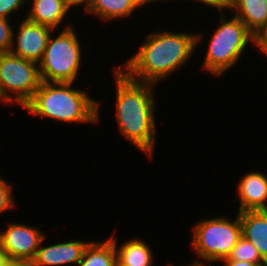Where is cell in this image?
<instances>
[{"instance_id": "1", "label": "cell", "mask_w": 267, "mask_h": 266, "mask_svg": "<svg viewBox=\"0 0 267 266\" xmlns=\"http://www.w3.org/2000/svg\"><path fill=\"white\" fill-rule=\"evenodd\" d=\"M122 69L113 68L117 124L122 136L151 159L156 139L154 84L132 80Z\"/></svg>"}, {"instance_id": "2", "label": "cell", "mask_w": 267, "mask_h": 266, "mask_svg": "<svg viewBox=\"0 0 267 266\" xmlns=\"http://www.w3.org/2000/svg\"><path fill=\"white\" fill-rule=\"evenodd\" d=\"M200 35L170 31L149 34L138 52L122 65V71L132 80L155 85L188 61L202 39Z\"/></svg>"}, {"instance_id": "3", "label": "cell", "mask_w": 267, "mask_h": 266, "mask_svg": "<svg viewBox=\"0 0 267 266\" xmlns=\"http://www.w3.org/2000/svg\"><path fill=\"white\" fill-rule=\"evenodd\" d=\"M73 83L42 81L33 98L23 107L32 115L60 122H99V102Z\"/></svg>"}, {"instance_id": "4", "label": "cell", "mask_w": 267, "mask_h": 266, "mask_svg": "<svg viewBox=\"0 0 267 266\" xmlns=\"http://www.w3.org/2000/svg\"><path fill=\"white\" fill-rule=\"evenodd\" d=\"M219 21L220 25L210 40L202 67L215 76L224 74L234 66L242 56L246 45L255 42V36L235 15L227 21L221 13Z\"/></svg>"}, {"instance_id": "5", "label": "cell", "mask_w": 267, "mask_h": 266, "mask_svg": "<svg viewBox=\"0 0 267 266\" xmlns=\"http://www.w3.org/2000/svg\"><path fill=\"white\" fill-rule=\"evenodd\" d=\"M51 36L39 63L41 80L73 83L82 61L77 34L70 24L57 37Z\"/></svg>"}, {"instance_id": "6", "label": "cell", "mask_w": 267, "mask_h": 266, "mask_svg": "<svg viewBox=\"0 0 267 266\" xmlns=\"http://www.w3.org/2000/svg\"><path fill=\"white\" fill-rule=\"evenodd\" d=\"M226 217L200 221L193 228L192 248L203 261L217 262L230 256L233 247L242 237L239 214L232 222ZM205 259V260H204Z\"/></svg>"}, {"instance_id": "7", "label": "cell", "mask_w": 267, "mask_h": 266, "mask_svg": "<svg viewBox=\"0 0 267 266\" xmlns=\"http://www.w3.org/2000/svg\"><path fill=\"white\" fill-rule=\"evenodd\" d=\"M41 82L39 64L11 52L0 54V87L9 103L15 101L23 108L33 98Z\"/></svg>"}, {"instance_id": "8", "label": "cell", "mask_w": 267, "mask_h": 266, "mask_svg": "<svg viewBox=\"0 0 267 266\" xmlns=\"http://www.w3.org/2000/svg\"><path fill=\"white\" fill-rule=\"evenodd\" d=\"M44 239L35 227L13 222L1 232V257L31 263Z\"/></svg>"}, {"instance_id": "9", "label": "cell", "mask_w": 267, "mask_h": 266, "mask_svg": "<svg viewBox=\"0 0 267 266\" xmlns=\"http://www.w3.org/2000/svg\"><path fill=\"white\" fill-rule=\"evenodd\" d=\"M20 24L18 34H16L17 44L14 42L15 35L13 30V43L10 52L25 60L38 64L43 58L50 34L54 29L32 22L27 18Z\"/></svg>"}, {"instance_id": "10", "label": "cell", "mask_w": 267, "mask_h": 266, "mask_svg": "<svg viewBox=\"0 0 267 266\" xmlns=\"http://www.w3.org/2000/svg\"><path fill=\"white\" fill-rule=\"evenodd\" d=\"M237 194L240 198L238 212L267 210V175L262 172L247 173L240 179Z\"/></svg>"}, {"instance_id": "11", "label": "cell", "mask_w": 267, "mask_h": 266, "mask_svg": "<svg viewBox=\"0 0 267 266\" xmlns=\"http://www.w3.org/2000/svg\"><path fill=\"white\" fill-rule=\"evenodd\" d=\"M90 242L79 240L53 244L40 247L35 258L31 261L33 266H60L63 264L78 263L84 249Z\"/></svg>"}, {"instance_id": "12", "label": "cell", "mask_w": 267, "mask_h": 266, "mask_svg": "<svg viewBox=\"0 0 267 266\" xmlns=\"http://www.w3.org/2000/svg\"><path fill=\"white\" fill-rule=\"evenodd\" d=\"M242 236L250 241L267 262V210L238 212Z\"/></svg>"}, {"instance_id": "13", "label": "cell", "mask_w": 267, "mask_h": 266, "mask_svg": "<svg viewBox=\"0 0 267 266\" xmlns=\"http://www.w3.org/2000/svg\"><path fill=\"white\" fill-rule=\"evenodd\" d=\"M69 9L66 0H33L26 18L55 30Z\"/></svg>"}, {"instance_id": "14", "label": "cell", "mask_w": 267, "mask_h": 266, "mask_svg": "<svg viewBox=\"0 0 267 266\" xmlns=\"http://www.w3.org/2000/svg\"><path fill=\"white\" fill-rule=\"evenodd\" d=\"M231 10L254 36L267 23V0H234Z\"/></svg>"}, {"instance_id": "15", "label": "cell", "mask_w": 267, "mask_h": 266, "mask_svg": "<svg viewBox=\"0 0 267 266\" xmlns=\"http://www.w3.org/2000/svg\"><path fill=\"white\" fill-rule=\"evenodd\" d=\"M116 263V238L110 237L104 242H90L77 266H115Z\"/></svg>"}, {"instance_id": "16", "label": "cell", "mask_w": 267, "mask_h": 266, "mask_svg": "<svg viewBox=\"0 0 267 266\" xmlns=\"http://www.w3.org/2000/svg\"><path fill=\"white\" fill-rule=\"evenodd\" d=\"M117 261L123 266H152L153 252L146 242L140 239L125 241L117 249Z\"/></svg>"}, {"instance_id": "17", "label": "cell", "mask_w": 267, "mask_h": 266, "mask_svg": "<svg viewBox=\"0 0 267 266\" xmlns=\"http://www.w3.org/2000/svg\"><path fill=\"white\" fill-rule=\"evenodd\" d=\"M140 5L135 0H93L86 11L100 17L104 22L130 16Z\"/></svg>"}, {"instance_id": "18", "label": "cell", "mask_w": 267, "mask_h": 266, "mask_svg": "<svg viewBox=\"0 0 267 266\" xmlns=\"http://www.w3.org/2000/svg\"><path fill=\"white\" fill-rule=\"evenodd\" d=\"M223 260H237L256 263L257 265L263 264L266 261L261 257L256 247L243 236L239 239L233 247L230 256Z\"/></svg>"}, {"instance_id": "19", "label": "cell", "mask_w": 267, "mask_h": 266, "mask_svg": "<svg viewBox=\"0 0 267 266\" xmlns=\"http://www.w3.org/2000/svg\"><path fill=\"white\" fill-rule=\"evenodd\" d=\"M7 18H0V54L11 51L13 43V27Z\"/></svg>"}, {"instance_id": "20", "label": "cell", "mask_w": 267, "mask_h": 266, "mask_svg": "<svg viewBox=\"0 0 267 266\" xmlns=\"http://www.w3.org/2000/svg\"><path fill=\"white\" fill-rule=\"evenodd\" d=\"M12 197V185L0 178V213L16 206Z\"/></svg>"}, {"instance_id": "21", "label": "cell", "mask_w": 267, "mask_h": 266, "mask_svg": "<svg viewBox=\"0 0 267 266\" xmlns=\"http://www.w3.org/2000/svg\"><path fill=\"white\" fill-rule=\"evenodd\" d=\"M28 0H0V18H7L11 13L24 6Z\"/></svg>"}, {"instance_id": "22", "label": "cell", "mask_w": 267, "mask_h": 266, "mask_svg": "<svg viewBox=\"0 0 267 266\" xmlns=\"http://www.w3.org/2000/svg\"><path fill=\"white\" fill-rule=\"evenodd\" d=\"M254 45L259 48L267 56V23L265 26L255 35Z\"/></svg>"}, {"instance_id": "23", "label": "cell", "mask_w": 267, "mask_h": 266, "mask_svg": "<svg viewBox=\"0 0 267 266\" xmlns=\"http://www.w3.org/2000/svg\"><path fill=\"white\" fill-rule=\"evenodd\" d=\"M197 1L205 4L206 6L208 5L214 8H218V10H220V13H224L222 9L230 10L234 2V0H197Z\"/></svg>"}, {"instance_id": "24", "label": "cell", "mask_w": 267, "mask_h": 266, "mask_svg": "<svg viewBox=\"0 0 267 266\" xmlns=\"http://www.w3.org/2000/svg\"><path fill=\"white\" fill-rule=\"evenodd\" d=\"M66 2L69 8H71L72 6L85 4L84 10L87 11L89 7L91 6L93 0H66Z\"/></svg>"}, {"instance_id": "25", "label": "cell", "mask_w": 267, "mask_h": 266, "mask_svg": "<svg viewBox=\"0 0 267 266\" xmlns=\"http://www.w3.org/2000/svg\"><path fill=\"white\" fill-rule=\"evenodd\" d=\"M224 266H257L256 263H250L247 261H237V260H222Z\"/></svg>"}, {"instance_id": "26", "label": "cell", "mask_w": 267, "mask_h": 266, "mask_svg": "<svg viewBox=\"0 0 267 266\" xmlns=\"http://www.w3.org/2000/svg\"><path fill=\"white\" fill-rule=\"evenodd\" d=\"M26 262L0 257V266H24Z\"/></svg>"}, {"instance_id": "27", "label": "cell", "mask_w": 267, "mask_h": 266, "mask_svg": "<svg viewBox=\"0 0 267 266\" xmlns=\"http://www.w3.org/2000/svg\"><path fill=\"white\" fill-rule=\"evenodd\" d=\"M207 262H204L202 263L201 261L197 260V261H194L193 264H190L188 266H211V264H206Z\"/></svg>"}, {"instance_id": "28", "label": "cell", "mask_w": 267, "mask_h": 266, "mask_svg": "<svg viewBox=\"0 0 267 266\" xmlns=\"http://www.w3.org/2000/svg\"><path fill=\"white\" fill-rule=\"evenodd\" d=\"M140 6L146 5V3H151V0H135Z\"/></svg>"}, {"instance_id": "29", "label": "cell", "mask_w": 267, "mask_h": 266, "mask_svg": "<svg viewBox=\"0 0 267 266\" xmlns=\"http://www.w3.org/2000/svg\"><path fill=\"white\" fill-rule=\"evenodd\" d=\"M0 101H1V102L4 101V102H6V104L9 103V102L4 98V96H3V92H2V90H1V87H0Z\"/></svg>"}, {"instance_id": "30", "label": "cell", "mask_w": 267, "mask_h": 266, "mask_svg": "<svg viewBox=\"0 0 267 266\" xmlns=\"http://www.w3.org/2000/svg\"><path fill=\"white\" fill-rule=\"evenodd\" d=\"M0 238H1V232H0ZM0 257H1V240H0Z\"/></svg>"}, {"instance_id": "31", "label": "cell", "mask_w": 267, "mask_h": 266, "mask_svg": "<svg viewBox=\"0 0 267 266\" xmlns=\"http://www.w3.org/2000/svg\"><path fill=\"white\" fill-rule=\"evenodd\" d=\"M257 266H267V262L260 264V265H257Z\"/></svg>"}, {"instance_id": "32", "label": "cell", "mask_w": 267, "mask_h": 266, "mask_svg": "<svg viewBox=\"0 0 267 266\" xmlns=\"http://www.w3.org/2000/svg\"><path fill=\"white\" fill-rule=\"evenodd\" d=\"M24 266H33L31 263H26Z\"/></svg>"}, {"instance_id": "33", "label": "cell", "mask_w": 267, "mask_h": 266, "mask_svg": "<svg viewBox=\"0 0 267 266\" xmlns=\"http://www.w3.org/2000/svg\"><path fill=\"white\" fill-rule=\"evenodd\" d=\"M115 266H123V265H121V264L117 261V263H116Z\"/></svg>"}]
</instances>
